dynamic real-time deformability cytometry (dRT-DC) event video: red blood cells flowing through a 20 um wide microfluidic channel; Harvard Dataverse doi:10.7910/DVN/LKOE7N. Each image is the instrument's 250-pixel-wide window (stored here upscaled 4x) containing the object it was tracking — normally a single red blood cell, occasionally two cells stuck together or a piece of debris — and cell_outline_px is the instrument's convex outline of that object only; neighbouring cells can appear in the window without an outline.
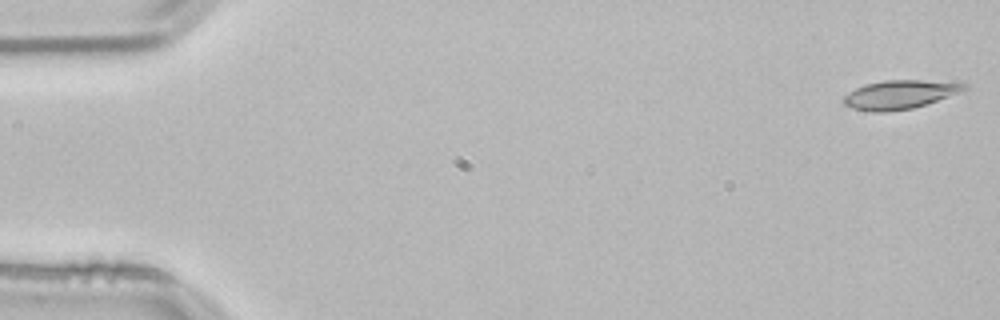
{"species": "common noctule bat (a hibernating species)", "species_latin": "Nyctalus noctula", "temperature_condition": "room temperature", "stored_images_in_passage": 15, "segment_of_instrument_passage": [1, 2], "camera_frame_rate_fps": 3000, "um_per_image_px": 0.085, "animal": {"sex": "male", "body_mass_g": 21.5, "forearm_length_mm": 52.0}, "frame": {"image": 1, "passage_image": 1, "time_ms": 0.0, "image_size_px": [1000, 320], "cell_outline_px": [[968, 88], [948, 96], [912, 108], [884, 112], [872, 112], [852, 108], [844, 104], [844, 96], [848, 92], [864, 84], [884, 80], [964, 80], [968, 84]], "centroid_in_image_um": [76.55, 8.0], "position_along_channel_um": 8.4, "area_um2": 20.46}}
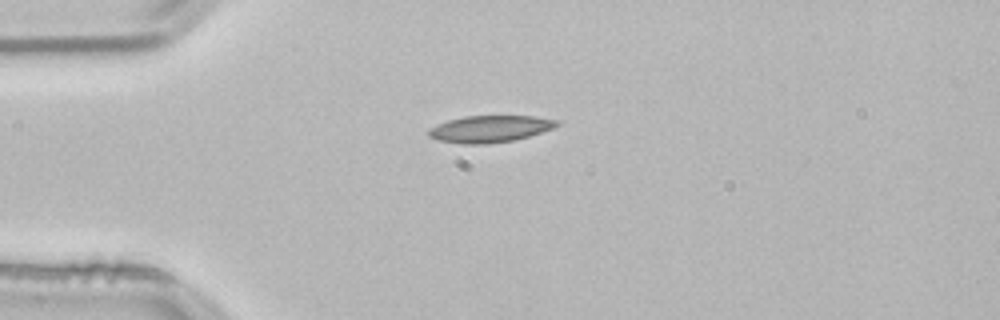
{"frame": {"image": 2, "passage_image": 13, "time_ms": 4.0, "image_size_px": [1000, 320], "cell_outline_px": [[560, 124], [552, 128], [516, 140], [488, 144], [464, 144], [436, 140], [428, 136], [428, 132], [432, 128], [448, 120], [464, 116], [536, 116], [556, 120]], "centroid_in_image_um": [41.64, 10.96], "position_along_channel_um": 43.4, "area_um2": 19.88}}